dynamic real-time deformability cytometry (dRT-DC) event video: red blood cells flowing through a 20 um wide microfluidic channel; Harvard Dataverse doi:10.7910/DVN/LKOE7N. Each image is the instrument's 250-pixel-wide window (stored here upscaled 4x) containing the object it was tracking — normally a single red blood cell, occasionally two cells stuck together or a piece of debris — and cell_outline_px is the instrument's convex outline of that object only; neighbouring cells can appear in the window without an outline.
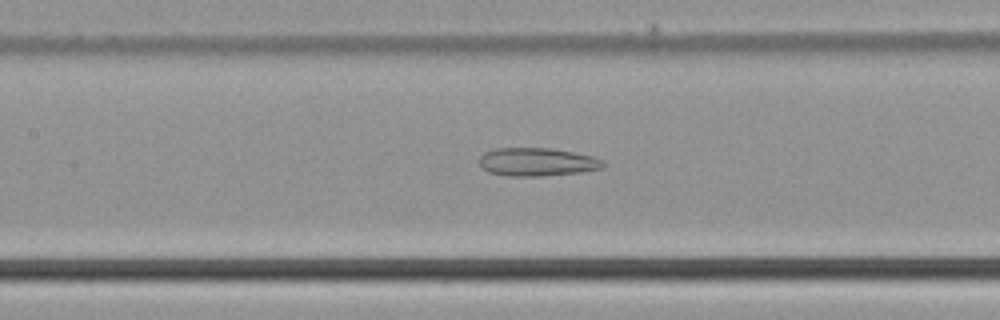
{"species": "common noctule bat (a hibernating species)", "species_latin": "Nyctalus noctula", "temperature_condition": "cold", "stored_images_in_passage": 33, "camera_frame_rate_fps": 3000, "um_per_image_px": 0.085, "animal": {"sex": "male", "body_mass_g": 21.5, "forearm_length_mm": 52.0}, "frame": {"image": 1, "passage_image": 14, "time_ms": 4.333, "image_size_px": [1000, 320], "cell_outline_px": [[604, 168], [580, 172], [540, 176], [504, 176], [488, 172], [480, 164], [480, 156], [484, 152], [496, 148], [548, 148], [572, 152], [592, 156], [604, 160]], "centroid_in_image_um": [45.65, 13.77], "position_along_channel_um": 161.8, "area_um2": 20.35}}
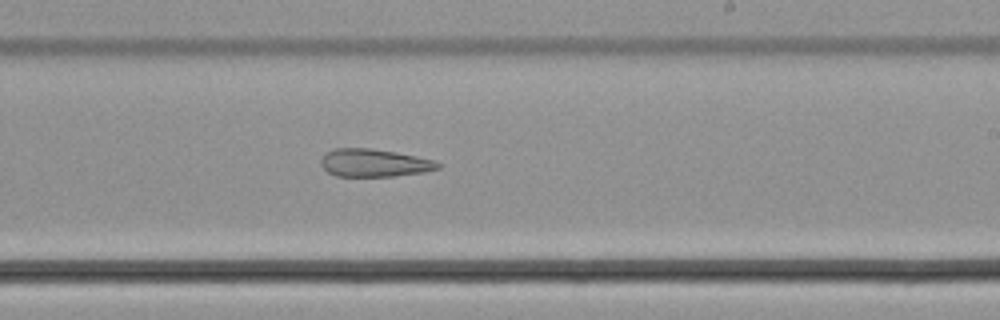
{"frame": {"image": 2, "passage_image": 21, "time_ms": 6.667, "image_size_px": [1000, 320], "cell_outline_px": [[440, 168], [424, 172], [392, 176], [336, 176], [328, 172], [320, 164], [320, 160], [328, 152], [336, 148], [372, 148], [396, 152], [416, 156], [432, 160], [440, 164]], "centroid_in_image_um": [31.8, 13.84], "position_along_channel_um": 257.2, "area_um2": 18.79}}
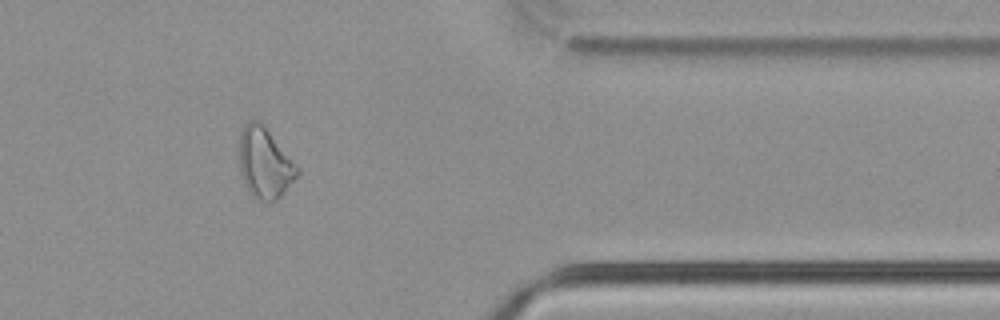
{"frame": {"image": 3, "passage_image": 32, "time_ms": 10.333, "image_size_px": [1000, 320], "cell_outline_px": [[300, 172], [284, 192], [276, 200], [268, 204], [252, 196], [248, 192], [240, 172], [240, 132], [244, 124], [252, 120], [260, 120], [300, 168]], "centroid_in_image_um": [22.51, 13.87], "position_along_channel_um": 388.9, "area_um2": 23.99}}